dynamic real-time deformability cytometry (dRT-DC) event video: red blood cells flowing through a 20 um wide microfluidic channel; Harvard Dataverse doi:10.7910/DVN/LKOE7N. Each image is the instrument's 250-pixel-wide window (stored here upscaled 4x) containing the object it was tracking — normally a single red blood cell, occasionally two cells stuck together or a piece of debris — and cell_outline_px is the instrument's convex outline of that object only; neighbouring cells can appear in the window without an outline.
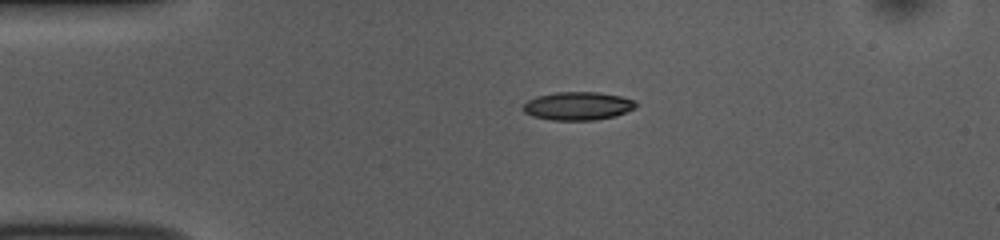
{"species": "common noctule bat (a hibernating species)", "species_latin": "Nyctalus noctula", "temperature_condition": "room temperature", "stored_images_in_passage": 40, "camera_frame_rate_fps": 3000, "um_per_image_px": 0.085, "animal": {"sex": "female", "body_mass_g": 10.0, "forearm_length_mm": 53.1}, "frame": {"image": 1, "passage_image": 1, "time_ms": 0.0, "image_size_px": [1000, 240], "cell_outline_px": [[636, 108], [616, 116], [596, 120], [552, 120], [532, 116], [524, 112], [520, 108], [528, 100], [536, 96], [556, 92], [596, 92], [620, 96], [636, 100]], "centroid_in_image_um": [49.11, 9.01], "position_along_channel_um": 35.9, "area_um2": 18.73}}
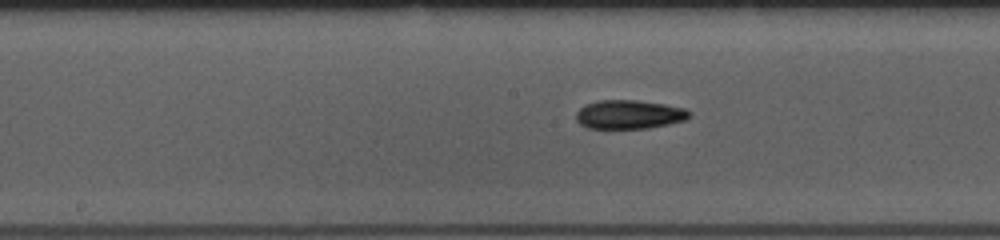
{"frame": {"image": 2, "passage_image": 16, "time_ms": 5.0, "image_size_px": [1000, 240], "cell_outline_px": [[692, 116], [684, 120], [668, 124], [648, 128], [588, 128], [580, 124], [576, 120], [576, 112], [584, 104], [600, 100], [636, 100], [664, 104], [684, 108], [692, 112]], "centroid_in_image_um": [53.48, 9.72], "position_along_channel_um": 194.7, "area_um2": 19.07}}
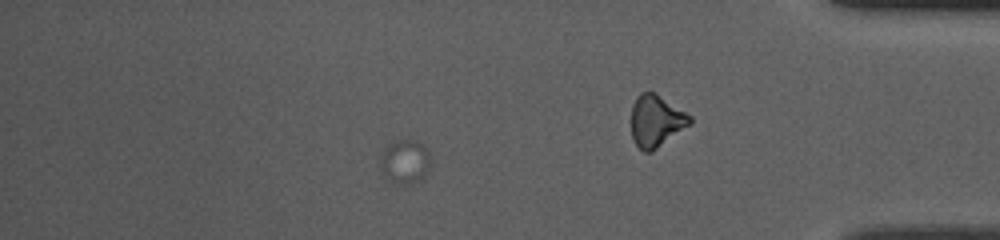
{"frame": {"image": 3, "passage_image": 31, "time_ms": 10.0, "image_size_px": [1000, 240], "cell_outline_px": [[428, 172], [424, 176], [408, 184], [396, 184], [388, 180], [380, 164], [380, 152], [384, 148], [400, 140], [416, 140], [424, 144], [428, 152]], "centroid_in_image_um": [34.4, 13.73], "position_along_channel_um": 400.8, "area_um2": 12.6}, "authors_computed_cell_mechanics": {"area_um2": 18.2937, "velocity_mm_per_s": 3.8537, "shape_relaxation_time_tau1_ms": 3.0898, "shape_relaxation_time_tau2_ms": 9.5549, "deformation_change_tau1": 0.1215, "deformation_change_tau2": 0.1909}}